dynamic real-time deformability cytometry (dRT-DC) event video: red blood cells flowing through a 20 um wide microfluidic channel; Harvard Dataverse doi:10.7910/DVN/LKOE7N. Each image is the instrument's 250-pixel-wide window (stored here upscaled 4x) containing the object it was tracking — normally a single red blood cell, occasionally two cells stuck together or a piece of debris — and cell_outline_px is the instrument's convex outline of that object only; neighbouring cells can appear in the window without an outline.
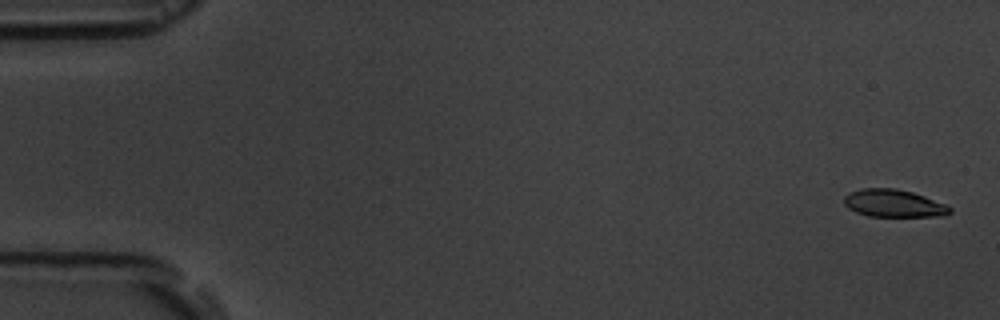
{"species": "common noctule bat (a hibernating species)", "species_latin": "Nyctalus noctula", "temperature_condition": "room temperature", "stored_images_in_passage": 5, "camera_frame_rate_fps": 3000, "um_per_image_px": 0.085, "animal": {"sex": "male", "body_mass_g": 19.5, "forearm_length_mm": 54.6}, "frame": {"image": 1, "passage_image": 1, "time_ms": 0.0, "image_size_px": [1000, 320], "cell_outline_px": [[952, 212], [944, 216], [868, 216], [856, 212], [848, 208], [844, 204], [844, 196], [848, 192], [860, 188], [896, 188], [912, 192], [948, 204], [952, 208]], "centroid_in_image_um": [75.97, 17.28], "position_along_channel_um": 9.0, "area_um2": 17.22}}
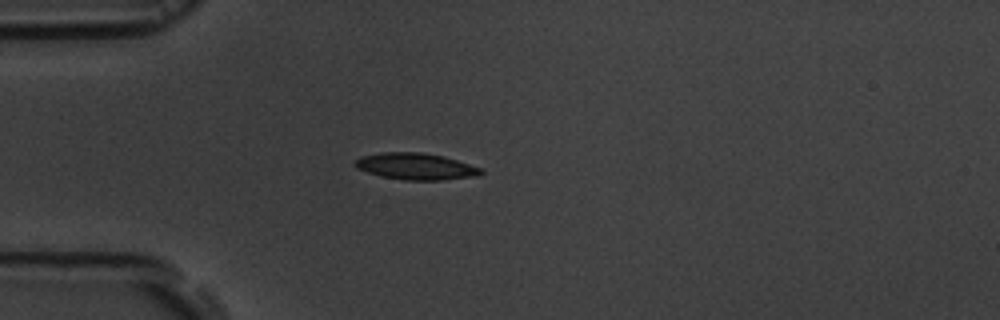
{"frame": {"image": 2, "passage_image": 5, "time_ms": 4.667, "image_size_px": [1000, 320], "cell_outline_px": [[484, 172], [480, 176], [444, 180], [404, 180], [384, 176], [368, 172], [356, 168], [352, 164], [360, 156], [380, 152], [420, 152], [444, 156], [480, 168]], "centroid_in_image_um": [35.34, 14.14], "position_along_channel_um": 49.7, "area_um2": 19.54}}